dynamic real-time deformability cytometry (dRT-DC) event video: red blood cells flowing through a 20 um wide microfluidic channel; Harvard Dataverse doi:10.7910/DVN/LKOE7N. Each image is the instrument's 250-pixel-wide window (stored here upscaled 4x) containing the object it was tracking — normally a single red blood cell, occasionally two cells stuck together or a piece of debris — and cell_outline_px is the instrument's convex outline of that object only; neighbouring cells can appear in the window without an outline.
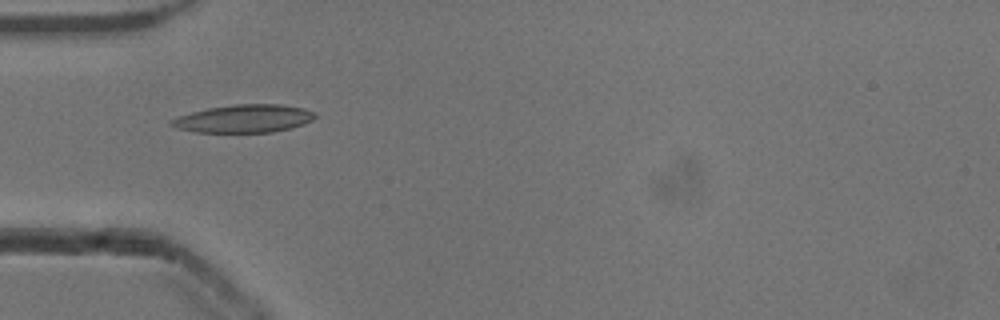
{"species": "common noctule bat (a hibernating species)", "species_latin": "Nyctalus noctula", "temperature_condition": "cold", "stored_images_in_passage": 22, "camera_frame_rate_fps": 3000, "um_per_image_px": 0.085, "animal": {"sex": "male", "body_mass_g": 13.3}, "frame": {"image": 1, "passage_image": 1, "time_ms": 0.0, "image_size_px": [1000, 320], "cell_outline_px": [[316, 116], [312, 120], [304, 124], [292, 128], [272, 132], [196, 132], [176, 128], [168, 124], [168, 120], [176, 116], [208, 108], [236, 104], [280, 104], [304, 108], [316, 112]], "centroid_in_image_um": [20.72, 10.08], "position_along_channel_um": 64.3, "area_um2": 23.58}}
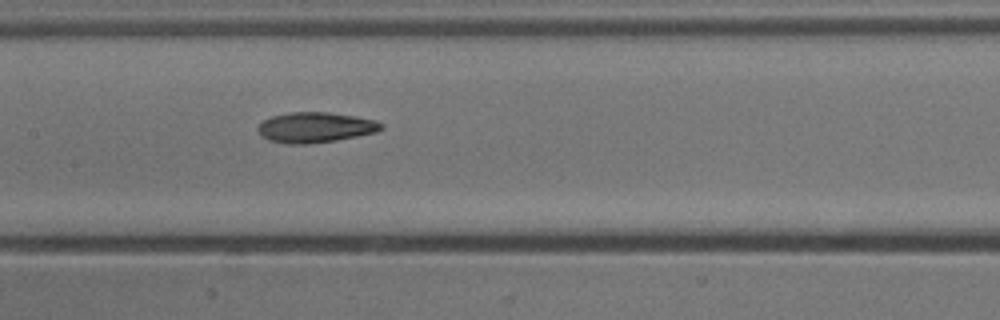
{"frame": {"image": 2, "passage_image": 10, "time_ms": 3.0, "image_size_px": [1000, 320], "cell_outline_px": [[384, 128], [376, 132], [336, 140], [308, 144], [284, 144], [268, 140], [260, 136], [256, 128], [264, 120], [272, 116], [288, 112], [328, 112], [356, 116], [376, 120], [384, 124]], "centroid_in_image_um": [26.79, 10.83], "position_along_channel_um": 180.6, "area_um2": 22.02}}
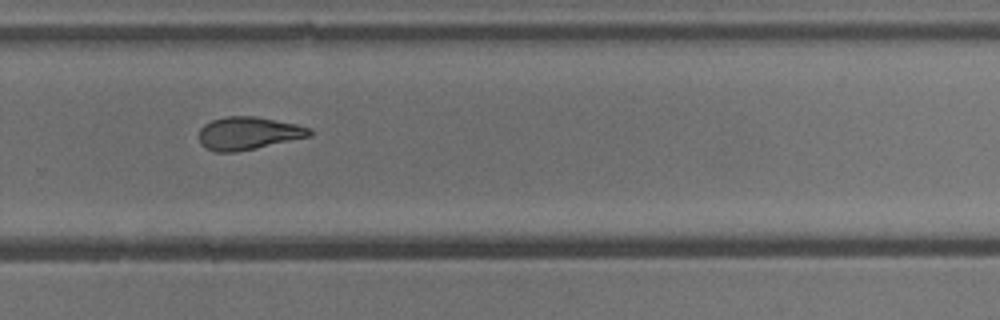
{"frame": {"image": 3, "passage_image": 20, "time_ms": 6.333, "image_size_px": [1000, 320], "cell_outline_px": [[312, 136], [256, 148], [236, 152], [216, 152], [200, 144], [200, 128], [204, 124], [212, 120], [224, 116], [256, 116], [296, 124], [308, 128], [312, 132]], "centroid_in_image_um": [21.1, 11.32], "position_along_channel_um": 308.7, "area_um2": 21.1}}